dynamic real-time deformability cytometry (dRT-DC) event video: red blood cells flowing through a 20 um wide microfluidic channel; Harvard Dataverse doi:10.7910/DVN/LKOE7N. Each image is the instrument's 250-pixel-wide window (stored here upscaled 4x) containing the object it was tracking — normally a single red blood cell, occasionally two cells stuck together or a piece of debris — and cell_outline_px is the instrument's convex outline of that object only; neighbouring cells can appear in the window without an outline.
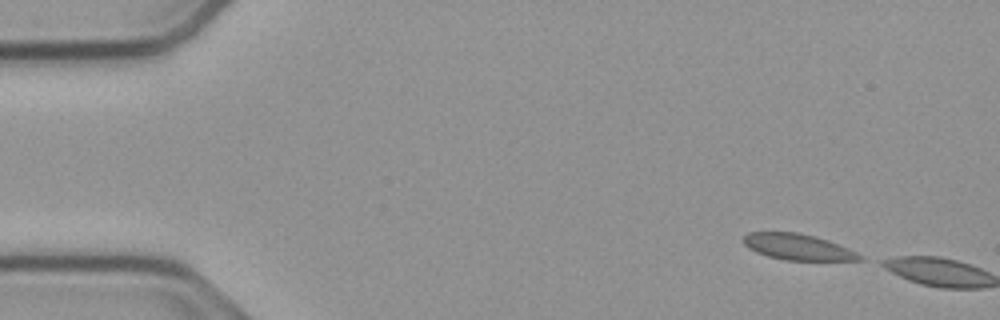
{"species": "common noctule bat (a hibernating species)", "species_latin": "Nyctalus noctula", "temperature_condition": "cold", "stored_images_in_passage": 2, "camera_frame_rate_fps": 3000, "um_per_image_px": 0.085, "animal": {"sex": "male", "body_mass_g": 23.1, "forearm_length_mm": 52.7}, "frame": {"image": 1, "passage_image": 1, "time_ms": 0.0, "image_size_px": [1000, 320], "cell_outline_px": [[864, 260], [784, 260], [768, 256], [756, 252], [748, 248], [744, 244], [744, 236], [748, 232], [796, 232], [816, 236], [828, 240], [848, 248], [864, 256]], "centroid_in_image_um": [67.82, 20.99], "position_along_channel_um": 17.2, "area_um2": 17.63}}